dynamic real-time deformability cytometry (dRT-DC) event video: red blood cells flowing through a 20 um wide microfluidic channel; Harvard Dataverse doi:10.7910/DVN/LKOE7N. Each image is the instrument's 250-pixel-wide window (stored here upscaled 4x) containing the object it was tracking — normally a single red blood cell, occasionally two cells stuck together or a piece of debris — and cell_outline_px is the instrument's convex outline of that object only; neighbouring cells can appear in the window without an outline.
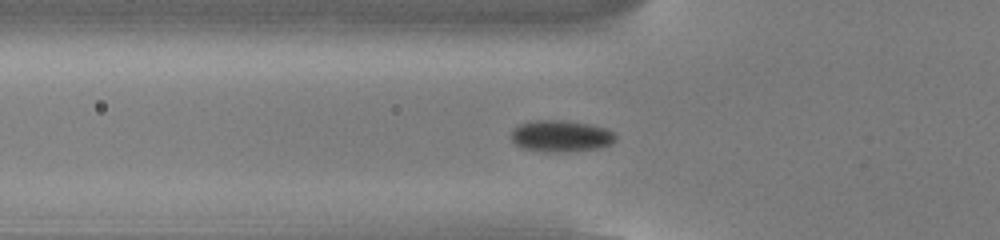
{"species": "common noctule bat (a hibernating species)", "species_latin": "Nyctalus noctula", "temperature_condition": "cold", "stored_images_in_passage": 43, "camera_frame_rate_fps": 3000, "um_per_image_px": 0.085, "animal": {"sex": "male", "body_mass_g": 13.0, "forearm_length_mm": 53.1}, "frame": {"image": 1, "passage_image": 8, "time_ms": 2.333, "image_size_px": [1000, 240], "cell_outline_px": [[616, 140], [612, 144], [600, 148], [560, 152], [548, 152], [520, 148], [512, 140], [512, 132], [520, 124], [532, 120], [564, 120], [588, 124], [604, 128], [612, 132], [616, 136]], "centroid_in_image_um": [47.68, 11.57], "position_along_channel_um": 78.1, "area_um2": 19.13}}
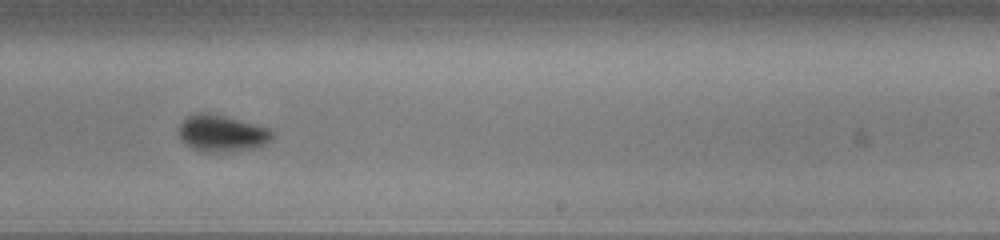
{"frame": {"image": 2, "passage_image": 23, "time_ms": 7.333, "image_size_px": [1000, 240], "cell_outline_px": [[272, 140], [256, 148], [228, 152], [204, 152], [192, 148], [180, 140], [176, 128], [188, 116], [196, 112], [204, 112], [224, 116], [272, 128]], "centroid_in_image_um": [18.84, 11.34], "position_along_channel_um": 270.2, "area_um2": 20.29}}
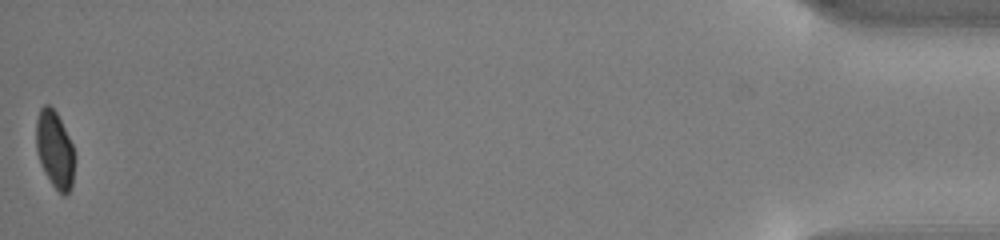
{"frame": {"image": 3, "passage_image": 43, "time_ms": 14.0, "image_size_px": [1000, 240], "cell_outline_px": [[72, 184], [68, 192], [64, 196], [52, 184], [44, 172], [40, 164], [36, 152], [36, 120], [40, 108], [44, 104], [48, 104], [56, 112], [72, 144]], "centroid_in_image_um": [4.6, 12.68], "position_along_channel_um": 430.6, "area_um2": 16.82}, "authors_computed_cell_mechanics": {"area_um2": 18.785, "velocity_mm_per_s": 3.8385, "shape_relaxation_time_tau1_ms": 2.3304, "shape_relaxation_time_tau2_ms": null, "deformation_change_tau1": 0.0862, "deformation_change_tau2": null}}